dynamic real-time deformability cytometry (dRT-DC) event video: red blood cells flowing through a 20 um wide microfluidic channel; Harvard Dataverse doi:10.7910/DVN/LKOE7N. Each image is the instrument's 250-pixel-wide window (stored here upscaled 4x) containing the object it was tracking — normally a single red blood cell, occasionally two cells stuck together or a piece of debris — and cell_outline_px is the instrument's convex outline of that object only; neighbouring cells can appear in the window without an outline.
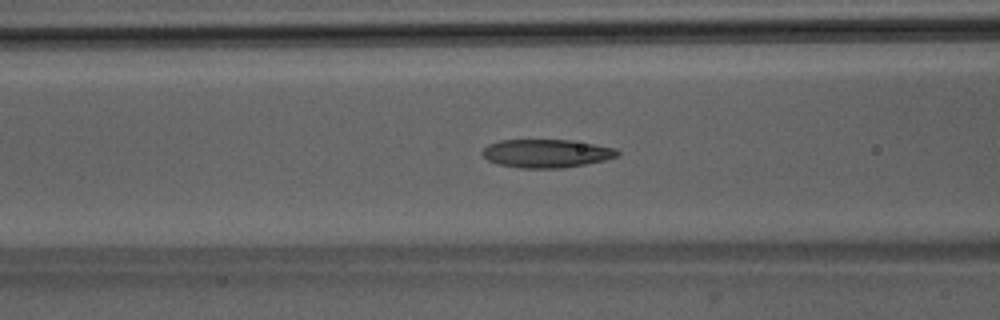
{"species": "Egyptian fruit bat (a non-hibernating species)", "species_latin": "Rousettus aegyptiacus", "temperature_condition": "room temperature", "stored_images_in_passage": 51, "camera_frame_rate_fps": 3000, "um_per_image_px": 0.085, "animal": {"sex": "male"}, "frame": {"image": 1, "passage_image": 21, "time_ms": 6.667, "image_size_px": [1000, 320], "cell_outline_px": [[620, 152], [616, 156], [604, 160], [564, 168], [520, 168], [500, 164], [488, 160], [480, 152], [488, 144], [500, 140], [572, 140], [596, 144], [616, 148]], "centroid_in_image_um": [46.44, 13.03], "position_along_channel_um": 120.2, "area_um2": 22.25}}
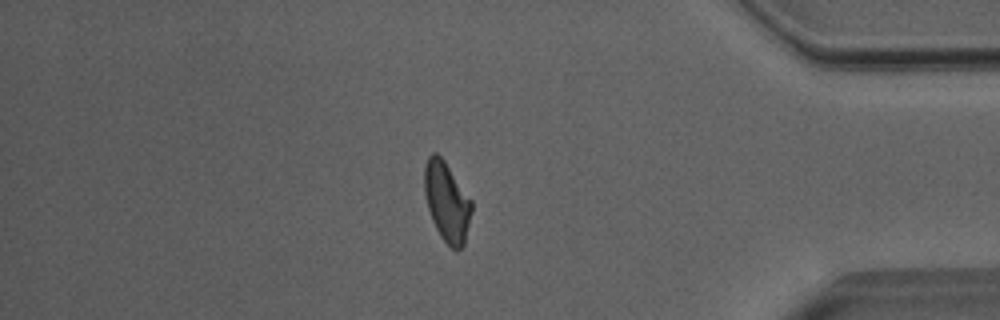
{"frame": {"image": 2, "passage_image": 44, "time_ms": 14.333, "image_size_px": [1000, 320], "cell_outline_px": [[472, 212], [464, 244], [456, 252], [440, 236], [432, 220], [428, 208], [424, 192], [424, 168], [428, 156], [432, 152], [436, 152], [444, 160], [472, 200]], "centroid_in_image_um": [37.98, 17.14], "position_along_channel_um": 397.2, "area_um2": 21.91}}
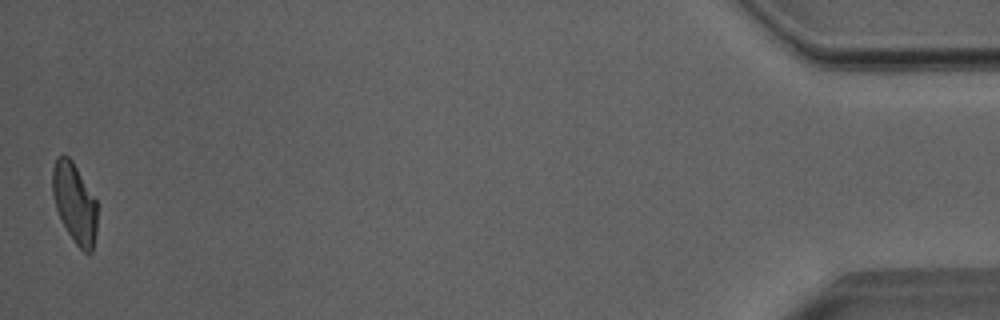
{"frame": {"image": 3, "passage_image": 51, "time_ms": 16.667, "image_size_px": [1000, 320], "cell_outline_px": [[96, 232], [92, 252], [84, 252], [76, 244], [60, 220], [56, 208], [52, 192], [52, 168], [56, 156], [68, 156], [72, 160], [96, 200]], "centroid_in_image_um": [6.32, 17.24], "position_along_channel_um": 428.9, "area_um2": 20.69}, "authors_computed_cell_mechanics": {"area_um2": 22.3108, "velocity_mm_per_s": 4.0275, "shape_relaxation_time_tau1_ms": 5.5786, "shape_relaxation_time_tau2_ms": 2.2936, "deformation_change_tau1": 0.1658, "deformation_change_tau2": 0.0965}}